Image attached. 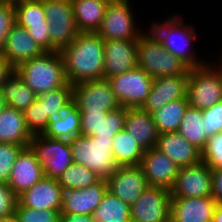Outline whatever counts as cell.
Segmentation results:
<instances>
[{
	"mask_svg": "<svg viewBox=\"0 0 222 222\" xmlns=\"http://www.w3.org/2000/svg\"><path fill=\"white\" fill-rule=\"evenodd\" d=\"M156 148L165 153L179 168L201 162V151L179 132L159 134Z\"/></svg>",
	"mask_w": 222,
	"mask_h": 222,
	"instance_id": "cell-23",
	"label": "cell"
},
{
	"mask_svg": "<svg viewBox=\"0 0 222 222\" xmlns=\"http://www.w3.org/2000/svg\"><path fill=\"white\" fill-rule=\"evenodd\" d=\"M202 114L206 138L222 132V100L210 108L202 110Z\"/></svg>",
	"mask_w": 222,
	"mask_h": 222,
	"instance_id": "cell-41",
	"label": "cell"
},
{
	"mask_svg": "<svg viewBox=\"0 0 222 222\" xmlns=\"http://www.w3.org/2000/svg\"><path fill=\"white\" fill-rule=\"evenodd\" d=\"M132 3V0L108 3L102 24L96 33L104 40H138L147 27H140L141 22L136 20Z\"/></svg>",
	"mask_w": 222,
	"mask_h": 222,
	"instance_id": "cell-7",
	"label": "cell"
},
{
	"mask_svg": "<svg viewBox=\"0 0 222 222\" xmlns=\"http://www.w3.org/2000/svg\"><path fill=\"white\" fill-rule=\"evenodd\" d=\"M48 26L49 23L44 22V25L29 26L26 28L32 39L44 52H50V34Z\"/></svg>",
	"mask_w": 222,
	"mask_h": 222,
	"instance_id": "cell-45",
	"label": "cell"
},
{
	"mask_svg": "<svg viewBox=\"0 0 222 222\" xmlns=\"http://www.w3.org/2000/svg\"><path fill=\"white\" fill-rule=\"evenodd\" d=\"M107 1L108 3H111V2H118V1H121V0H105Z\"/></svg>",
	"mask_w": 222,
	"mask_h": 222,
	"instance_id": "cell-54",
	"label": "cell"
},
{
	"mask_svg": "<svg viewBox=\"0 0 222 222\" xmlns=\"http://www.w3.org/2000/svg\"><path fill=\"white\" fill-rule=\"evenodd\" d=\"M173 13L170 15L167 13L164 20L150 21L147 29L156 36L165 49L180 58L190 68L205 65L209 60L203 58L204 55L197 54L193 47L196 39L202 37L197 35V25L192 22L186 23L183 14L181 16L179 12Z\"/></svg>",
	"mask_w": 222,
	"mask_h": 222,
	"instance_id": "cell-2",
	"label": "cell"
},
{
	"mask_svg": "<svg viewBox=\"0 0 222 222\" xmlns=\"http://www.w3.org/2000/svg\"><path fill=\"white\" fill-rule=\"evenodd\" d=\"M101 178L80 163L73 162L57 179L64 190L85 189L97 183Z\"/></svg>",
	"mask_w": 222,
	"mask_h": 222,
	"instance_id": "cell-34",
	"label": "cell"
},
{
	"mask_svg": "<svg viewBox=\"0 0 222 222\" xmlns=\"http://www.w3.org/2000/svg\"><path fill=\"white\" fill-rule=\"evenodd\" d=\"M108 191L132 205L149 187L140 165L119 166L107 179Z\"/></svg>",
	"mask_w": 222,
	"mask_h": 222,
	"instance_id": "cell-14",
	"label": "cell"
},
{
	"mask_svg": "<svg viewBox=\"0 0 222 222\" xmlns=\"http://www.w3.org/2000/svg\"><path fill=\"white\" fill-rule=\"evenodd\" d=\"M212 222H222V204H217L215 206Z\"/></svg>",
	"mask_w": 222,
	"mask_h": 222,
	"instance_id": "cell-49",
	"label": "cell"
},
{
	"mask_svg": "<svg viewBox=\"0 0 222 222\" xmlns=\"http://www.w3.org/2000/svg\"><path fill=\"white\" fill-rule=\"evenodd\" d=\"M212 196V169L204 162L180 167L175 185L171 189L172 198H195Z\"/></svg>",
	"mask_w": 222,
	"mask_h": 222,
	"instance_id": "cell-13",
	"label": "cell"
},
{
	"mask_svg": "<svg viewBox=\"0 0 222 222\" xmlns=\"http://www.w3.org/2000/svg\"><path fill=\"white\" fill-rule=\"evenodd\" d=\"M14 72V68L0 53V88L4 81Z\"/></svg>",
	"mask_w": 222,
	"mask_h": 222,
	"instance_id": "cell-48",
	"label": "cell"
},
{
	"mask_svg": "<svg viewBox=\"0 0 222 222\" xmlns=\"http://www.w3.org/2000/svg\"><path fill=\"white\" fill-rule=\"evenodd\" d=\"M0 222H17V219L15 217V215L6 217V218H1Z\"/></svg>",
	"mask_w": 222,
	"mask_h": 222,
	"instance_id": "cell-50",
	"label": "cell"
},
{
	"mask_svg": "<svg viewBox=\"0 0 222 222\" xmlns=\"http://www.w3.org/2000/svg\"><path fill=\"white\" fill-rule=\"evenodd\" d=\"M93 218L96 222H131L130 205L107 190Z\"/></svg>",
	"mask_w": 222,
	"mask_h": 222,
	"instance_id": "cell-31",
	"label": "cell"
},
{
	"mask_svg": "<svg viewBox=\"0 0 222 222\" xmlns=\"http://www.w3.org/2000/svg\"><path fill=\"white\" fill-rule=\"evenodd\" d=\"M107 190L106 179H100L85 189L64 190L60 214L93 215Z\"/></svg>",
	"mask_w": 222,
	"mask_h": 222,
	"instance_id": "cell-18",
	"label": "cell"
},
{
	"mask_svg": "<svg viewBox=\"0 0 222 222\" xmlns=\"http://www.w3.org/2000/svg\"><path fill=\"white\" fill-rule=\"evenodd\" d=\"M23 113L30 133L32 135L43 134L49 123V117L45 116L44 101L37 96L36 100Z\"/></svg>",
	"mask_w": 222,
	"mask_h": 222,
	"instance_id": "cell-36",
	"label": "cell"
},
{
	"mask_svg": "<svg viewBox=\"0 0 222 222\" xmlns=\"http://www.w3.org/2000/svg\"><path fill=\"white\" fill-rule=\"evenodd\" d=\"M137 53V67L143 69L153 79L189 75L190 67L165 49L149 29L138 39Z\"/></svg>",
	"mask_w": 222,
	"mask_h": 222,
	"instance_id": "cell-4",
	"label": "cell"
},
{
	"mask_svg": "<svg viewBox=\"0 0 222 222\" xmlns=\"http://www.w3.org/2000/svg\"><path fill=\"white\" fill-rule=\"evenodd\" d=\"M39 97L44 101L45 116L49 117V123L58 122L62 119L65 108L73 101V85L68 82Z\"/></svg>",
	"mask_w": 222,
	"mask_h": 222,
	"instance_id": "cell-33",
	"label": "cell"
},
{
	"mask_svg": "<svg viewBox=\"0 0 222 222\" xmlns=\"http://www.w3.org/2000/svg\"><path fill=\"white\" fill-rule=\"evenodd\" d=\"M138 40H104V79L137 67Z\"/></svg>",
	"mask_w": 222,
	"mask_h": 222,
	"instance_id": "cell-15",
	"label": "cell"
},
{
	"mask_svg": "<svg viewBox=\"0 0 222 222\" xmlns=\"http://www.w3.org/2000/svg\"><path fill=\"white\" fill-rule=\"evenodd\" d=\"M63 189L57 179L43 176L31 188L17 197L21 206L36 210L60 211L62 205Z\"/></svg>",
	"mask_w": 222,
	"mask_h": 222,
	"instance_id": "cell-17",
	"label": "cell"
},
{
	"mask_svg": "<svg viewBox=\"0 0 222 222\" xmlns=\"http://www.w3.org/2000/svg\"><path fill=\"white\" fill-rule=\"evenodd\" d=\"M140 167L149 186L171 190L175 185L179 167L156 147L144 152Z\"/></svg>",
	"mask_w": 222,
	"mask_h": 222,
	"instance_id": "cell-16",
	"label": "cell"
},
{
	"mask_svg": "<svg viewBox=\"0 0 222 222\" xmlns=\"http://www.w3.org/2000/svg\"><path fill=\"white\" fill-rule=\"evenodd\" d=\"M201 161L211 169L222 168V132L207 138V142L201 151Z\"/></svg>",
	"mask_w": 222,
	"mask_h": 222,
	"instance_id": "cell-39",
	"label": "cell"
},
{
	"mask_svg": "<svg viewBox=\"0 0 222 222\" xmlns=\"http://www.w3.org/2000/svg\"><path fill=\"white\" fill-rule=\"evenodd\" d=\"M211 59L203 66L189 69L188 103L199 110L210 108L222 100V67Z\"/></svg>",
	"mask_w": 222,
	"mask_h": 222,
	"instance_id": "cell-6",
	"label": "cell"
},
{
	"mask_svg": "<svg viewBox=\"0 0 222 222\" xmlns=\"http://www.w3.org/2000/svg\"><path fill=\"white\" fill-rule=\"evenodd\" d=\"M16 24V10L12 3L0 2V53L4 49L6 38Z\"/></svg>",
	"mask_w": 222,
	"mask_h": 222,
	"instance_id": "cell-42",
	"label": "cell"
},
{
	"mask_svg": "<svg viewBox=\"0 0 222 222\" xmlns=\"http://www.w3.org/2000/svg\"><path fill=\"white\" fill-rule=\"evenodd\" d=\"M127 108L119 107L118 109L108 111L105 118H102L100 131L94 136L96 138H113L116 133L124 129Z\"/></svg>",
	"mask_w": 222,
	"mask_h": 222,
	"instance_id": "cell-37",
	"label": "cell"
},
{
	"mask_svg": "<svg viewBox=\"0 0 222 222\" xmlns=\"http://www.w3.org/2000/svg\"><path fill=\"white\" fill-rule=\"evenodd\" d=\"M106 114L100 112H80L81 135L91 137L100 131L101 120L106 117Z\"/></svg>",
	"mask_w": 222,
	"mask_h": 222,
	"instance_id": "cell-43",
	"label": "cell"
},
{
	"mask_svg": "<svg viewBox=\"0 0 222 222\" xmlns=\"http://www.w3.org/2000/svg\"><path fill=\"white\" fill-rule=\"evenodd\" d=\"M188 78L189 75L154 78L142 109L152 115L167 103L187 97Z\"/></svg>",
	"mask_w": 222,
	"mask_h": 222,
	"instance_id": "cell-19",
	"label": "cell"
},
{
	"mask_svg": "<svg viewBox=\"0 0 222 222\" xmlns=\"http://www.w3.org/2000/svg\"><path fill=\"white\" fill-rule=\"evenodd\" d=\"M107 80L120 105L127 109L142 108L153 83V78L139 67Z\"/></svg>",
	"mask_w": 222,
	"mask_h": 222,
	"instance_id": "cell-10",
	"label": "cell"
},
{
	"mask_svg": "<svg viewBox=\"0 0 222 222\" xmlns=\"http://www.w3.org/2000/svg\"><path fill=\"white\" fill-rule=\"evenodd\" d=\"M73 102L80 112L107 113L121 107L107 79L73 85Z\"/></svg>",
	"mask_w": 222,
	"mask_h": 222,
	"instance_id": "cell-11",
	"label": "cell"
},
{
	"mask_svg": "<svg viewBox=\"0 0 222 222\" xmlns=\"http://www.w3.org/2000/svg\"><path fill=\"white\" fill-rule=\"evenodd\" d=\"M19 1H22V0H0V2H9V3H16V2H19Z\"/></svg>",
	"mask_w": 222,
	"mask_h": 222,
	"instance_id": "cell-52",
	"label": "cell"
},
{
	"mask_svg": "<svg viewBox=\"0 0 222 222\" xmlns=\"http://www.w3.org/2000/svg\"><path fill=\"white\" fill-rule=\"evenodd\" d=\"M112 151L119 166L140 165L145 152L124 129L114 135Z\"/></svg>",
	"mask_w": 222,
	"mask_h": 222,
	"instance_id": "cell-29",
	"label": "cell"
},
{
	"mask_svg": "<svg viewBox=\"0 0 222 222\" xmlns=\"http://www.w3.org/2000/svg\"><path fill=\"white\" fill-rule=\"evenodd\" d=\"M17 197L6 183L0 182V219L14 215Z\"/></svg>",
	"mask_w": 222,
	"mask_h": 222,
	"instance_id": "cell-44",
	"label": "cell"
},
{
	"mask_svg": "<svg viewBox=\"0 0 222 222\" xmlns=\"http://www.w3.org/2000/svg\"><path fill=\"white\" fill-rule=\"evenodd\" d=\"M44 51L32 39L26 29L17 23L7 35L6 43L1 54L15 69L24 61L41 56Z\"/></svg>",
	"mask_w": 222,
	"mask_h": 222,
	"instance_id": "cell-22",
	"label": "cell"
},
{
	"mask_svg": "<svg viewBox=\"0 0 222 222\" xmlns=\"http://www.w3.org/2000/svg\"><path fill=\"white\" fill-rule=\"evenodd\" d=\"M124 130L145 151L157 145L158 130L153 116L142 108H128L125 117Z\"/></svg>",
	"mask_w": 222,
	"mask_h": 222,
	"instance_id": "cell-24",
	"label": "cell"
},
{
	"mask_svg": "<svg viewBox=\"0 0 222 222\" xmlns=\"http://www.w3.org/2000/svg\"><path fill=\"white\" fill-rule=\"evenodd\" d=\"M44 176L43 167L30 147L18 155L10 173L8 187L18 197Z\"/></svg>",
	"mask_w": 222,
	"mask_h": 222,
	"instance_id": "cell-20",
	"label": "cell"
},
{
	"mask_svg": "<svg viewBox=\"0 0 222 222\" xmlns=\"http://www.w3.org/2000/svg\"><path fill=\"white\" fill-rule=\"evenodd\" d=\"M32 134L27 129L24 113L6 106L0 113V143L29 147Z\"/></svg>",
	"mask_w": 222,
	"mask_h": 222,
	"instance_id": "cell-25",
	"label": "cell"
},
{
	"mask_svg": "<svg viewBox=\"0 0 222 222\" xmlns=\"http://www.w3.org/2000/svg\"><path fill=\"white\" fill-rule=\"evenodd\" d=\"M222 53V52H221ZM221 53L219 52L220 54V57H221V60L219 58H216V62L222 67V56H221ZM218 60V61H217Z\"/></svg>",
	"mask_w": 222,
	"mask_h": 222,
	"instance_id": "cell-53",
	"label": "cell"
},
{
	"mask_svg": "<svg viewBox=\"0 0 222 222\" xmlns=\"http://www.w3.org/2000/svg\"><path fill=\"white\" fill-rule=\"evenodd\" d=\"M1 92L6 106L24 111L35 100L37 95L14 71L1 85Z\"/></svg>",
	"mask_w": 222,
	"mask_h": 222,
	"instance_id": "cell-27",
	"label": "cell"
},
{
	"mask_svg": "<svg viewBox=\"0 0 222 222\" xmlns=\"http://www.w3.org/2000/svg\"><path fill=\"white\" fill-rule=\"evenodd\" d=\"M14 215L17 222H60V211L36 210L30 207L21 206L18 202L15 205Z\"/></svg>",
	"mask_w": 222,
	"mask_h": 222,
	"instance_id": "cell-38",
	"label": "cell"
},
{
	"mask_svg": "<svg viewBox=\"0 0 222 222\" xmlns=\"http://www.w3.org/2000/svg\"><path fill=\"white\" fill-rule=\"evenodd\" d=\"M217 205L212 196L195 198H171L172 222H212Z\"/></svg>",
	"mask_w": 222,
	"mask_h": 222,
	"instance_id": "cell-21",
	"label": "cell"
},
{
	"mask_svg": "<svg viewBox=\"0 0 222 222\" xmlns=\"http://www.w3.org/2000/svg\"><path fill=\"white\" fill-rule=\"evenodd\" d=\"M43 7L49 23L50 52L60 51L80 33L75 22L72 0H43Z\"/></svg>",
	"mask_w": 222,
	"mask_h": 222,
	"instance_id": "cell-8",
	"label": "cell"
},
{
	"mask_svg": "<svg viewBox=\"0 0 222 222\" xmlns=\"http://www.w3.org/2000/svg\"><path fill=\"white\" fill-rule=\"evenodd\" d=\"M171 190L149 186L130 205L131 222H168L171 212Z\"/></svg>",
	"mask_w": 222,
	"mask_h": 222,
	"instance_id": "cell-12",
	"label": "cell"
},
{
	"mask_svg": "<svg viewBox=\"0 0 222 222\" xmlns=\"http://www.w3.org/2000/svg\"><path fill=\"white\" fill-rule=\"evenodd\" d=\"M59 52L70 84L104 79V39L96 32H80Z\"/></svg>",
	"mask_w": 222,
	"mask_h": 222,
	"instance_id": "cell-1",
	"label": "cell"
},
{
	"mask_svg": "<svg viewBox=\"0 0 222 222\" xmlns=\"http://www.w3.org/2000/svg\"><path fill=\"white\" fill-rule=\"evenodd\" d=\"M81 115L78 106L72 101L64 110L63 117L58 122L48 123L43 135L54 139L71 140L80 136Z\"/></svg>",
	"mask_w": 222,
	"mask_h": 222,
	"instance_id": "cell-28",
	"label": "cell"
},
{
	"mask_svg": "<svg viewBox=\"0 0 222 222\" xmlns=\"http://www.w3.org/2000/svg\"><path fill=\"white\" fill-rule=\"evenodd\" d=\"M202 110L188 106L181 120L179 132L189 143L194 145L200 151L206 145L205 127L202 123Z\"/></svg>",
	"mask_w": 222,
	"mask_h": 222,
	"instance_id": "cell-32",
	"label": "cell"
},
{
	"mask_svg": "<svg viewBox=\"0 0 222 222\" xmlns=\"http://www.w3.org/2000/svg\"><path fill=\"white\" fill-rule=\"evenodd\" d=\"M74 17L80 32H96L105 16V0H72Z\"/></svg>",
	"mask_w": 222,
	"mask_h": 222,
	"instance_id": "cell-26",
	"label": "cell"
},
{
	"mask_svg": "<svg viewBox=\"0 0 222 222\" xmlns=\"http://www.w3.org/2000/svg\"><path fill=\"white\" fill-rule=\"evenodd\" d=\"M212 197L222 204V168L212 169Z\"/></svg>",
	"mask_w": 222,
	"mask_h": 222,
	"instance_id": "cell-46",
	"label": "cell"
},
{
	"mask_svg": "<svg viewBox=\"0 0 222 222\" xmlns=\"http://www.w3.org/2000/svg\"><path fill=\"white\" fill-rule=\"evenodd\" d=\"M29 147L43 167L44 176L58 179L74 162L69 140L33 135Z\"/></svg>",
	"mask_w": 222,
	"mask_h": 222,
	"instance_id": "cell-9",
	"label": "cell"
},
{
	"mask_svg": "<svg viewBox=\"0 0 222 222\" xmlns=\"http://www.w3.org/2000/svg\"><path fill=\"white\" fill-rule=\"evenodd\" d=\"M60 222H96L93 215L87 214H60Z\"/></svg>",
	"mask_w": 222,
	"mask_h": 222,
	"instance_id": "cell-47",
	"label": "cell"
},
{
	"mask_svg": "<svg viewBox=\"0 0 222 222\" xmlns=\"http://www.w3.org/2000/svg\"><path fill=\"white\" fill-rule=\"evenodd\" d=\"M189 106L188 98L171 101L152 114L159 134L177 132Z\"/></svg>",
	"mask_w": 222,
	"mask_h": 222,
	"instance_id": "cell-30",
	"label": "cell"
},
{
	"mask_svg": "<svg viewBox=\"0 0 222 222\" xmlns=\"http://www.w3.org/2000/svg\"><path fill=\"white\" fill-rule=\"evenodd\" d=\"M113 138L77 136L69 140L73 161L108 179L119 167L112 151Z\"/></svg>",
	"mask_w": 222,
	"mask_h": 222,
	"instance_id": "cell-5",
	"label": "cell"
},
{
	"mask_svg": "<svg viewBox=\"0 0 222 222\" xmlns=\"http://www.w3.org/2000/svg\"><path fill=\"white\" fill-rule=\"evenodd\" d=\"M13 5L16 10V23L24 29L47 22L43 0H22Z\"/></svg>",
	"mask_w": 222,
	"mask_h": 222,
	"instance_id": "cell-35",
	"label": "cell"
},
{
	"mask_svg": "<svg viewBox=\"0 0 222 222\" xmlns=\"http://www.w3.org/2000/svg\"><path fill=\"white\" fill-rule=\"evenodd\" d=\"M5 107H6V104H5V101H4V99H3L1 89H0V113L3 111V109H4Z\"/></svg>",
	"mask_w": 222,
	"mask_h": 222,
	"instance_id": "cell-51",
	"label": "cell"
},
{
	"mask_svg": "<svg viewBox=\"0 0 222 222\" xmlns=\"http://www.w3.org/2000/svg\"><path fill=\"white\" fill-rule=\"evenodd\" d=\"M14 71L37 96L68 83L59 51L44 52L39 57L24 61Z\"/></svg>",
	"mask_w": 222,
	"mask_h": 222,
	"instance_id": "cell-3",
	"label": "cell"
},
{
	"mask_svg": "<svg viewBox=\"0 0 222 222\" xmlns=\"http://www.w3.org/2000/svg\"><path fill=\"white\" fill-rule=\"evenodd\" d=\"M24 148L17 144L0 143V182L8 183L13 165Z\"/></svg>",
	"mask_w": 222,
	"mask_h": 222,
	"instance_id": "cell-40",
	"label": "cell"
}]
</instances>
